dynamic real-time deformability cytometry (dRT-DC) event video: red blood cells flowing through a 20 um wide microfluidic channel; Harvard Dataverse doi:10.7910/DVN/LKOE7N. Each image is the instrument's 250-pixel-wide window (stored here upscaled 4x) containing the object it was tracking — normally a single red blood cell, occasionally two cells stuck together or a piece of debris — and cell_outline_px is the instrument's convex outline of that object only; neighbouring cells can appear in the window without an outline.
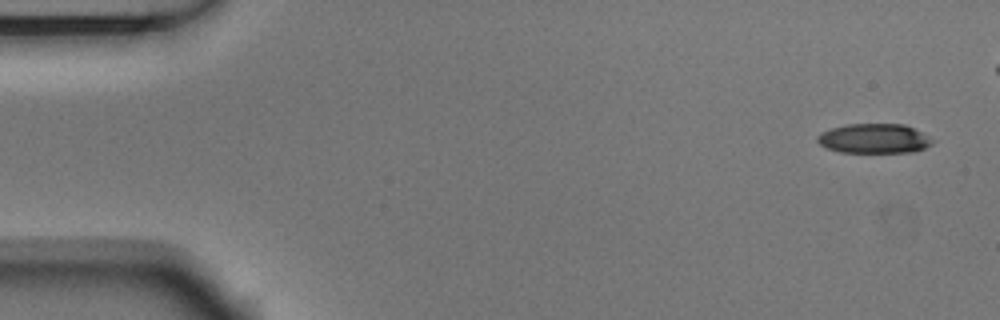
{"species": "Egyptian fruit bat (a non-hibernating species)", "species_latin": "Rousettus aegyptiacus", "temperature_condition": "room temperature", "stored_images_in_passage": 5, "camera_frame_rate_fps": 3000, "um_per_image_px": 0.085, "animal": {"sex": "male"}, "frame": {"image": 1, "passage_image": 1, "time_ms": 0.0, "image_size_px": [1000, 320], "cell_outline_px": [[936, 140], [932, 144], [916, 152], [840, 152], [828, 148], [820, 144], [816, 140], [816, 136], [820, 132], [844, 124], [904, 124]], "centroid_in_image_um": [74.29, 11.77], "position_along_channel_um": 10.7, "area_um2": 19.88}}